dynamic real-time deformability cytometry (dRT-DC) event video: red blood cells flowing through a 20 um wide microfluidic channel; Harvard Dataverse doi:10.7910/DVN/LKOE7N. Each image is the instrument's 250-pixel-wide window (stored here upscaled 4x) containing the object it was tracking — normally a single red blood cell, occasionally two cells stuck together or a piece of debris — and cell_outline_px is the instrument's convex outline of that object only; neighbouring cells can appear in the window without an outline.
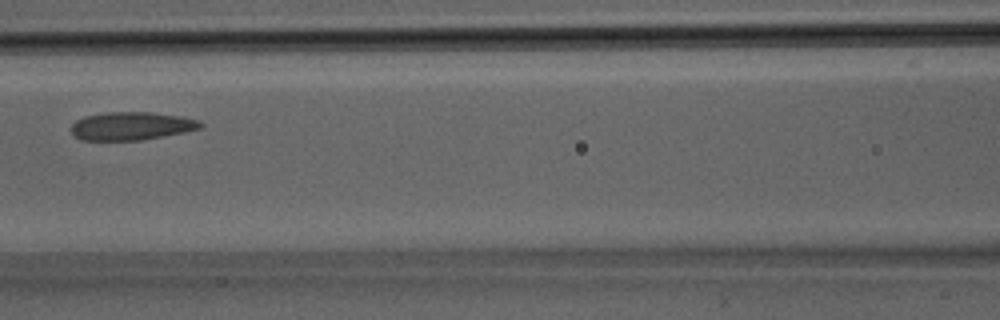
{"species": "Egyptian fruit bat (a non-hibernating species)", "species_latin": "Rousettus aegyptiacus", "temperature_condition": "room temperature", "stored_images_in_passage": 27, "camera_frame_rate_fps": 3000, "um_per_image_px": 0.085, "animal": {"sex": "male"}, "frame": {"image": 1, "passage_image": 9, "time_ms": 2.667, "image_size_px": [1000, 320], "cell_outline_px": [[204, 124], [200, 128], [184, 132], [140, 140], [80, 140], [72, 132], [72, 124], [76, 120], [84, 116], [108, 112], [152, 112], [180, 116], [200, 120]], "centroid_in_image_um": [11.18, 10.7], "position_along_channel_um": 155.4, "area_um2": 21.1}}
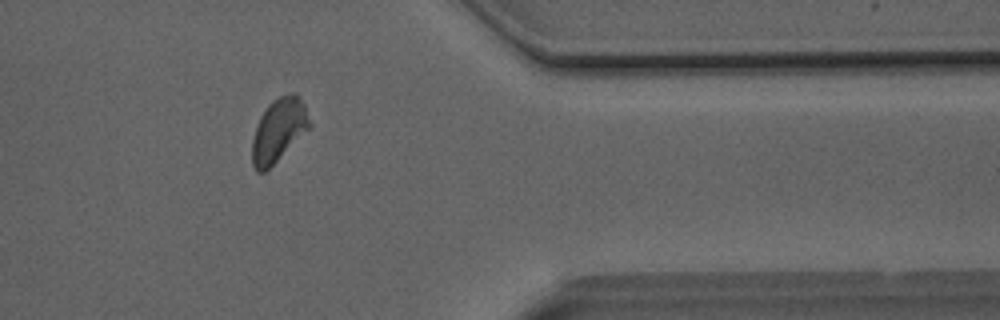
{"frame": {"image": 2, "passage_image": 21, "time_ms": 6.667, "image_size_px": [1000, 320], "cell_outline_px": [[312, 124], [264, 172], [256, 172], [252, 164], [252, 140], [260, 116], [268, 104], [272, 100], [288, 92], [296, 92], [300, 96], [304, 104]], "centroid_in_image_um": [23.67, 11.0], "position_along_channel_um": 387.7, "area_um2": 20.81}}
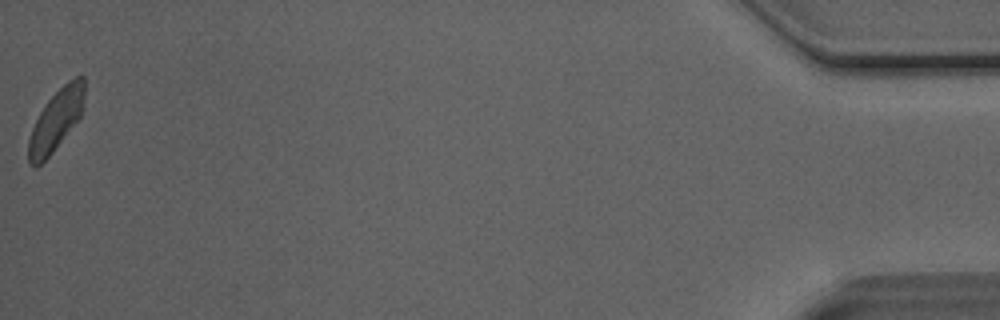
{"frame": {"image": 3, "passage_image": 27, "time_ms": 8.667, "image_size_px": [1000, 320], "cell_outline_px": [[84, 108], [80, 116], [52, 152], [36, 168], [28, 164], [28, 140], [32, 128], [40, 112], [48, 100], [68, 80], [76, 76], [84, 76]], "centroid_in_image_um": [4.76, 10.21], "position_along_channel_um": 430.4, "area_um2": 19.59}}